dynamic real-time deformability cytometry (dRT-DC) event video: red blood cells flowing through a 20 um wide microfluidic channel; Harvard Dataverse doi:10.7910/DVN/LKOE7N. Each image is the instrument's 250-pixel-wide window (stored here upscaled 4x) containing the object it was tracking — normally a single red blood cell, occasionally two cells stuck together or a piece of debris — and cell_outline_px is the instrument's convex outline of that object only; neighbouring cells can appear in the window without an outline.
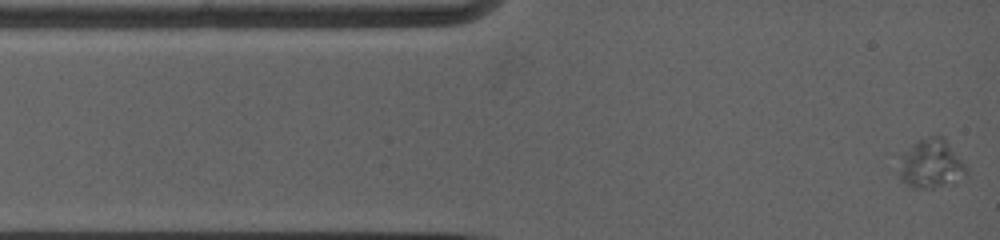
{"species": "common noctule bat (a hibernating species)", "species_latin": "Nyctalus noctula", "temperature_condition": "warm", "stored_images_in_passage": 24, "camera_frame_rate_fps": 5000, "um_per_image_px": 0.085, "animal": {"sex": "female", "body_mass_g": 19.0, "forearm_length_mm": 53.3}, "frame": {"image": 1, "passage_image": 1, "time_ms": 0.0, "image_size_px": [1000, 240], "cell_outline_px": [[968, 172], [956, 184], [932, 188], [912, 188], [900, 180], [896, 172], [900, 156], [916, 140], [928, 136], [944, 136], [968, 168]], "centroid_in_image_um": [79.12, 13.95], "position_along_channel_um": 5.9, "area_um2": 20.0}}
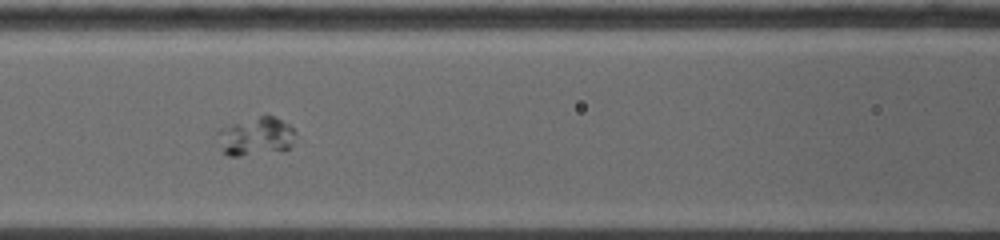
{"frame": {"image": 2, "passage_image": 8, "time_ms": 5.0, "image_size_px": [1000, 240], "cell_outline_px": [[296, 136], [292, 148], [240, 156], [228, 156], [224, 152], [216, 136], [216, 132], [220, 128], [232, 124], [260, 116], [272, 116], [288, 124], [296, 132]], "centroid_in_image_um": [21.76, 11.6], "position_along_channel_um": 144.8, "area_um2": 17.22}}
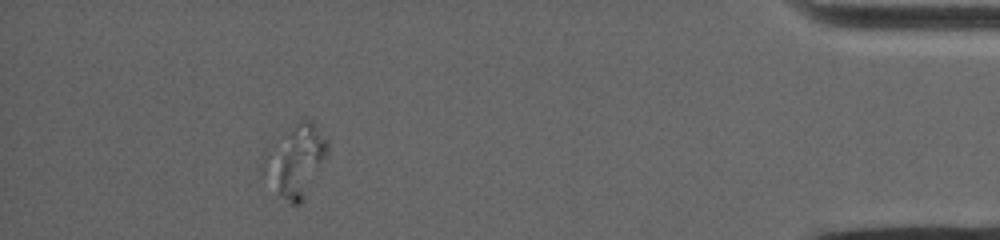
{"frame": {"image": 3, "passage_image": 21, "time_ms": 13.8, "image_size_px": [1000, 240], "cell_outline_px": [[328, 156], [304, 200], [300, 204], [288, 204], [276, 192], [260, 172], [260, 164], [264, 152], [304, 116], [312, 120], [328, 136]], "centroid_in_image_um": [25.13, 13.66], "position_along_channel_um": 410.1, "area_um2": 27.69}}